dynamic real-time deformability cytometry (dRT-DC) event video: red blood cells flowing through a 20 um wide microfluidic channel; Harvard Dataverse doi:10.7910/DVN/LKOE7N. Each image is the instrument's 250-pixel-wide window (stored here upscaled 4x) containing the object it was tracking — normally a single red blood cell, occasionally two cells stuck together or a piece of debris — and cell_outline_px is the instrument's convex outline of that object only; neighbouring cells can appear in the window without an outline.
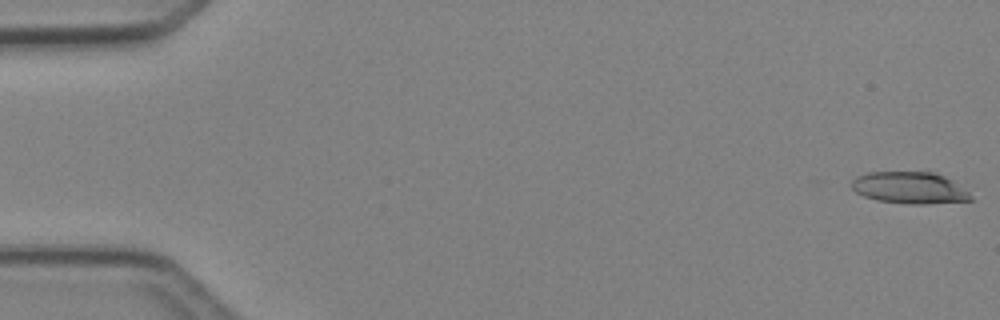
{"species": "Egyptian fruit bat (a non-hibernating species)", "species_latin": "Rousettus aegyptiacus", "temperature_condition": "cold", "stored_images_in_passage": 6, "camera_frame_rate_fps": 3000, "um_per_image_px": 0.085, "animal": {"sex": "female"}, "frame": {"image": 1, "passage_image": 1, "time_ms": 0.0, "image_size_px": [1000, 320], "cell_outline_px": [[972, 200], [924, 204], [912, 204], [876, 200], [864, 196], [856, 192], [852, 188], [852, 180], [856, 176], [868, 172], [936, 172], [952, 180], [968, 192], [972, 196]], "centroid_in_image_um": [77.31, 15.95], "position_along_channel_um": 7.7, "area_um2": 21.96}}
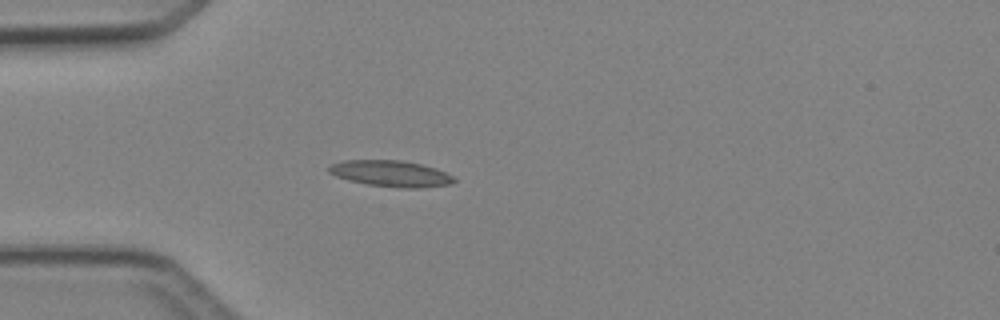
{"frame": {"image": 2, "passage_image": 6, "time_ms": 6.667, "image_size_px": [1000, 320], "cell_outline_px": [[456, 180], [452, 184], [420, 188], [400, 188], [368, 184], [348, 180], [336, 176], [328, 172], [328, 168], [332, 164], [344, 160], [400, 160], [420, 164], [436, 168], [452, 176]], "centroid_in_image_um": [33.22, 14.76], "position_along_channel_um": 51.8, "area_um2": 19.02}}